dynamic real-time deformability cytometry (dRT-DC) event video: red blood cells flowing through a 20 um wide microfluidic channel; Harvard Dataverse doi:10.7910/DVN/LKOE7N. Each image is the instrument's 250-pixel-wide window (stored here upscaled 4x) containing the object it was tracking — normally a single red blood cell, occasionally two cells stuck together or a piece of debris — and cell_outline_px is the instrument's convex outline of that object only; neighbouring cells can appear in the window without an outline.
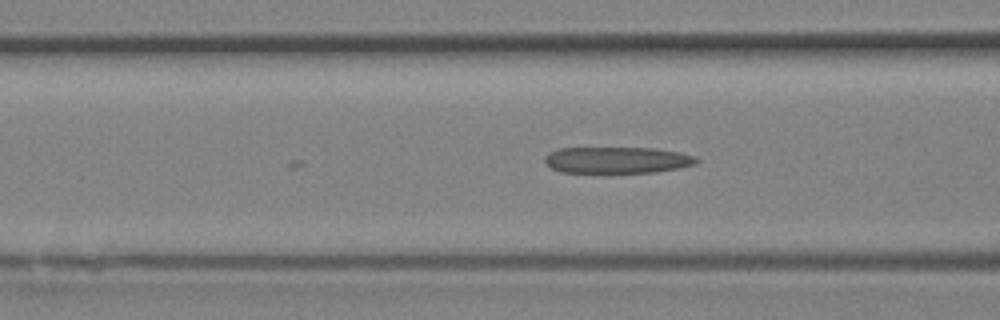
{"species": "Egyptian fruit bat (a non-hibernating species)", "species_latin": "Rousettus aegyptiacus", "temperature_condition": "room temperature", "stored_images_in_passage": 11, "camera_frame_rate_fps": 3000, "um_per_image_px": 0.085, "animal": {"sex": "female"}, "frame": {"image": 1, "passage_image": 11, "time_ms": 3.333, "image_size_px": [1000, 320], "cell_outline_px": [[700, 160], [696, 164], [656, 172], [560, 172], [544, 164], [544, 156], [548, 152], [560, 148], [656, 148], [680, 152], [696, 156]], "centroid_in_image_um": [52.44, 13.59], "position_along_channel_um": 114.2, "area_um2": 23.47}}